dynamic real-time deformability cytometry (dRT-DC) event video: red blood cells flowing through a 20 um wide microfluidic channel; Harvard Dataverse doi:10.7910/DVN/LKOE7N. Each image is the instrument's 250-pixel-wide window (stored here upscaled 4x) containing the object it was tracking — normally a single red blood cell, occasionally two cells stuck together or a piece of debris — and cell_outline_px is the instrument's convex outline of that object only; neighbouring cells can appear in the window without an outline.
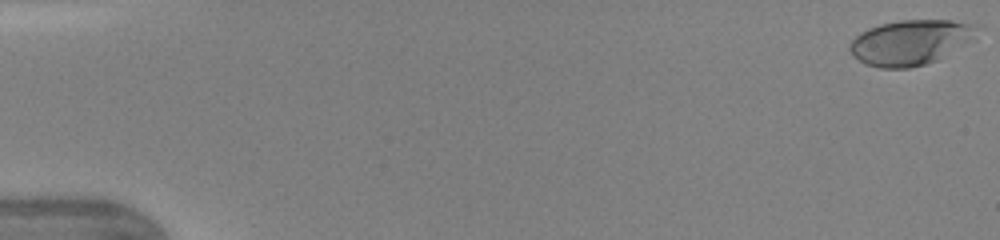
{"species": "human", "species_latin": "Homo sapiens", "temperature_condition": "warm", "stored_images_in_passage": 47, "camera_frame_rate_fps": 3000, "um_per_image_px": 0.085, "donor": {"sex": "female"}, "frame": {"image": 1, "passage_image": 1, "time_ms": 0.0, "image_size_px": [1000, 240], "cell_outline_px": [[976, 40], [936, 60], [924, 64], [908, 68], [880, 68], [864, 64], [852, 56], [848, 48], [852, 40], [860, 32], [868, 28], [880, 24], [900, 20], [952, 20], [968, 24]], "centroid_in_image_um": [77.3, 3.62], "position_along_channel_um": 7.7, "area_um2": 33.12}}
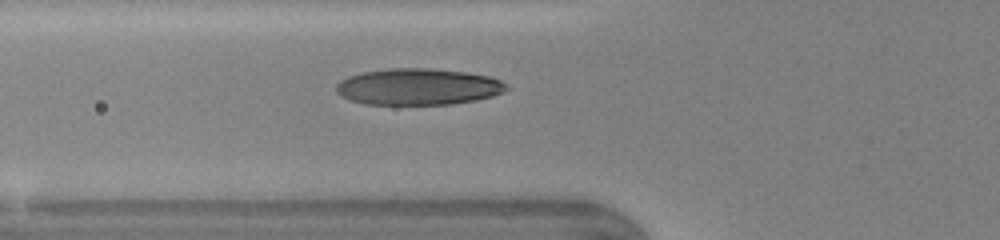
{"frame": {"image": 2, "passage_image": 18, "time_ms": 5.667, "image_size_px": [1000, 240], "cell_outline_px": [[508, 88], [492, 96], [476, 100], [452, 104], [364, 104], [340, 96], [336, 92], [336, 84], [340, 80], [348, 76], [360, 72], [388, 68], [428, 68], [468, 72], [488, 76], [500, 80], [508, 84]], "centroid_in_image_um": [35.51, 7.36], "position_along_channel_um": 90.3, "area_um2": 36.3}}
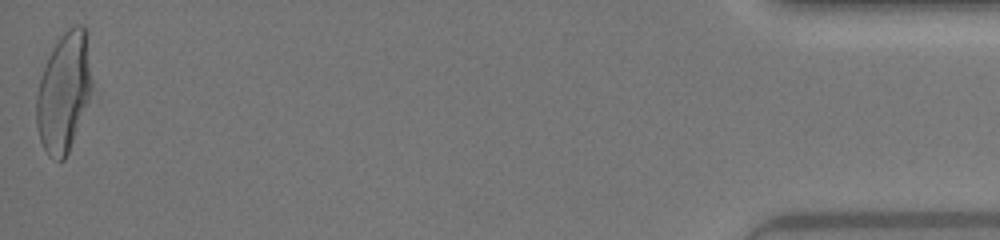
{"frame": {"image": 3, "passage_image": 47, "time_ms": 15.333, "image_size_px": [1000, 240], "cell_outline_px": [[92, 88], [88, 100], [68, 152], [64, 160], [60, 164], [52, 160], [48, 156], [40, 140], [36, 124], [36, 96], [40, 80], [44, 68], [60, 36], [68, 28], [76, 24], [84, 24], [88, 28], [92, 80]], "centroid_in_image_um": [5.45, 7.81], "position_along_channel_um": 429.8, "area_um2": 38.67}, "authors_computed_cell_mechanics": {"area_um2": 35.836, "velocity_mm_per_s": 4.3715, "shape_relaxation_time_tau1_ms": 5.2338, "shape_relaxation_time_tau2_ms": null, "deformation_change_tau1": 0.2431, "deformation_change_tau2": null}}